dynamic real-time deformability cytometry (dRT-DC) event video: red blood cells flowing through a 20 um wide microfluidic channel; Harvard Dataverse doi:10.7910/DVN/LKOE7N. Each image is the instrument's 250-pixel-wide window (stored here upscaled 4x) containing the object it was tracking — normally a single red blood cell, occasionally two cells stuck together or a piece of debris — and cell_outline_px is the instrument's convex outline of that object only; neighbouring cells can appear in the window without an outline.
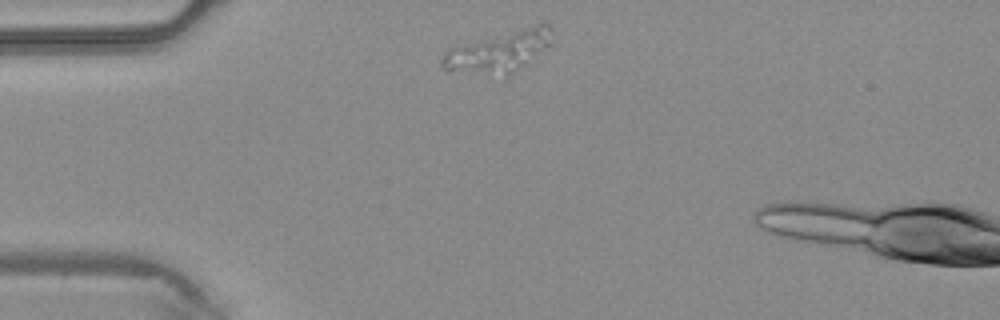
{"species": "common noctule bat (a hibernating species)", "species_latin": "Nyctalus noctula", "temperature_condition": "warm", "stored_images_in_passage": 2, "segment_of_instrument_passage": [2, 2], "camera_frame_rate_fps": 3000, "um_per_image_px": 0.085, "animal": {"sex": "male", "body_mass_g": 20.4}, "frame": {"image": 1, "passage_image": 2, "time_ms": 0.333, "image_size_px": [1000, 320], "cell_outline_px": [[552, 44], [508, 76], [448, 72], [440, 64], [440, 60], [448, 48], [544, 20], [548, 24]], "centroid_in_image_um": [42.39, 4.37], "position_along_channel_um": 42.6, "area_um2": 26.76}}